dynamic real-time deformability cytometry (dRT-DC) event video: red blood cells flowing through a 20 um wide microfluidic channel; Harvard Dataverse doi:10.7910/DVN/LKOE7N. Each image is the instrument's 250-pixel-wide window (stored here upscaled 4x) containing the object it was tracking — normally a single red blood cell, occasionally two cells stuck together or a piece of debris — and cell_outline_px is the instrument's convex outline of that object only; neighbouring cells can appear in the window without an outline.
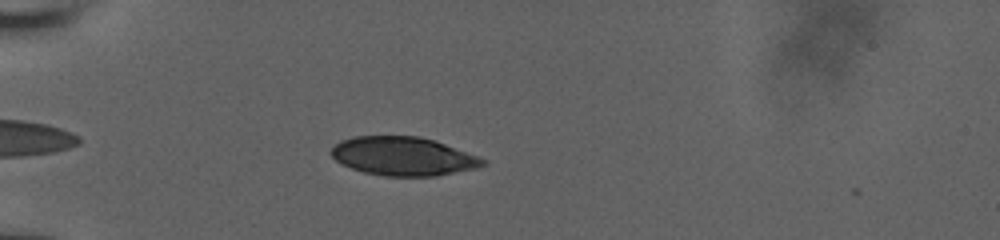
{"species": "human", "species_latin": "Homo sapiens", "temperature_condition": "room temperature", "stored_images_in_passage": 24, "camera_frame_rate_fps": 3000, "um_per_image_px": 0.085, "donor": {"sex": "male"}, "frame": {"image": 1, "passage_image": 5, "time_ms": 2.0, "image_size_px": [1000, 240], "cell_outline_px": [[488, 164], [476, 168], [436, 176], [384, 176], [364, 172], [352, 168], [336, 160], [328, 152], [340, 140], [352, 136], [420, 136], [436, 140], [488, 160]], "centroid_in_image_um": [34.29, 13.27], "position_along_channel_um": 50.7, "area_um2": 34.33}}
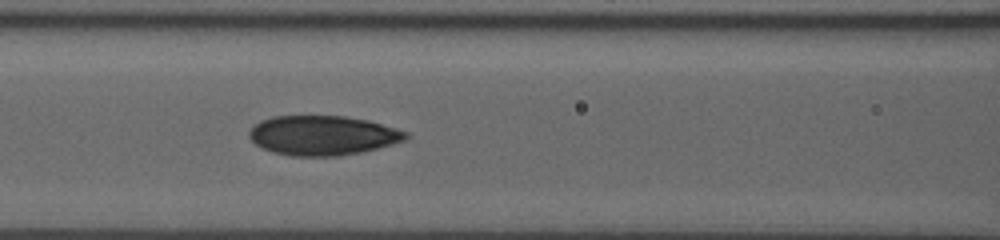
{"frame": {"image": 2, "passage_image": 15, "time_ms": 5.0, "image_size_px": [1000, 240], "cell_outline_px": [[412, 136], [404, 140], [392, 144], [360, 152], [336, 156], [292, 156], [272, 152], [256, 144], [248, 136], [248, 132], [260, 120], [272, 116], [344, 116], [368, 120], [396, 128], [408, 132]], "centroid_in_image_um": [27.43, 11.5], "position_along_channel_um": 139.2, "area_um2": 36.07}}
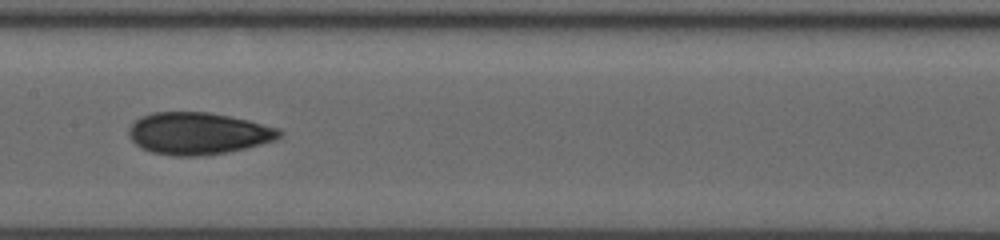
{"frame": {"image": 3, "passage_image": 21, "time_ms": 6.333, "image_size_px": [1000, 240], "cell_outline_px": [[284, 132], [276, 140], [244, 148], [224, 152], [200, 156], [172, 156], [152, 152], [140, 148], [132, 140], [128, 132], [128, 128], [140, 116], [152, 112], [208, 112], [248, 120], [280, 128]], "centroid_in_image_um": [16.83, 11.33], "position_along_channel_um": 190.6, "area_um2": 36.88}}